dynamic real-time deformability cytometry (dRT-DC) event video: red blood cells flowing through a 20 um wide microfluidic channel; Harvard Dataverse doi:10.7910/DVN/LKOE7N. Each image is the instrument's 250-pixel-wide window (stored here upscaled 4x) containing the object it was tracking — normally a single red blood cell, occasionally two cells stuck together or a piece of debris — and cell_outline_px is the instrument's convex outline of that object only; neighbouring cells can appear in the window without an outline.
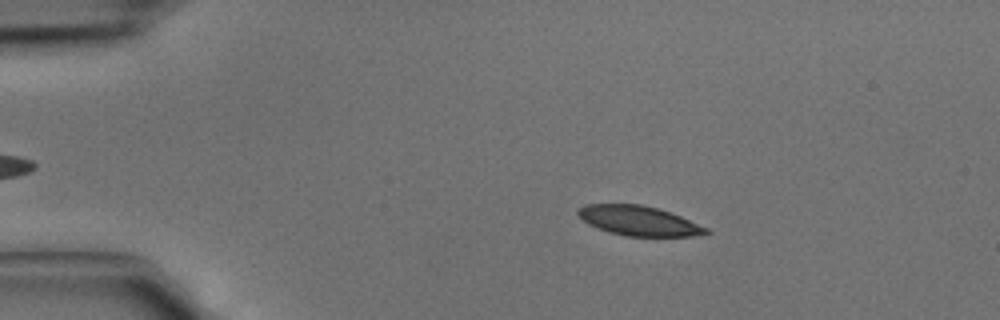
{"species": "common noctule bat (a hibernating species)", "species_latin": "Nyctalus noctula", "temperature_condition": "cold", "stored_images_in_passage": 42, "camera_frame_rate_fps": 3000, "um_per_image_px": 0.085, "animal": {"sex": "male", "body_mass_g": 15.6}, "frame": {"image": 1, "passage_image": 7, "time_ms": 2.0, "image_size_px": [1000, 320], "cell_outline_px": [[712, 232], [692, 236], [624, 236], [608, 232], [588, 224], [576, 212], [584, 204], [640, 204], [656, 208], [680, 216], [708, 228]], "centroid_in_image_um": [54.28, 18.77], "position_along_channel_um": 30.7, "area_um2": 21.96}}
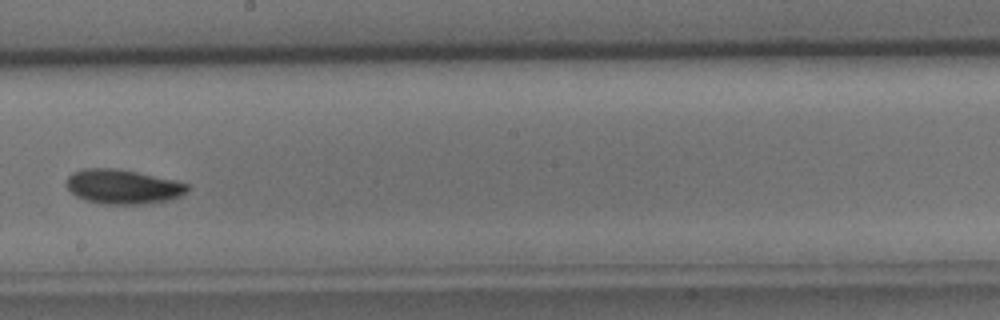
{"frame": {"image": 2, "passage_image": 24, "time_ms": 7.667, "image_size_px": [1000, 320], "cell_outline_px": [[188, 192], [172, 200], [144, 204], [100, 204], [76, 196], [64, 184], [68, 176], [72, 172], [84, 168], [116, 168], [136, 172], [172, 180], [188, 184]], "centroid_in_image_um": [10.42, 15.87], "position_along_channel_um": 237.8, "area_um2": 24.33}}
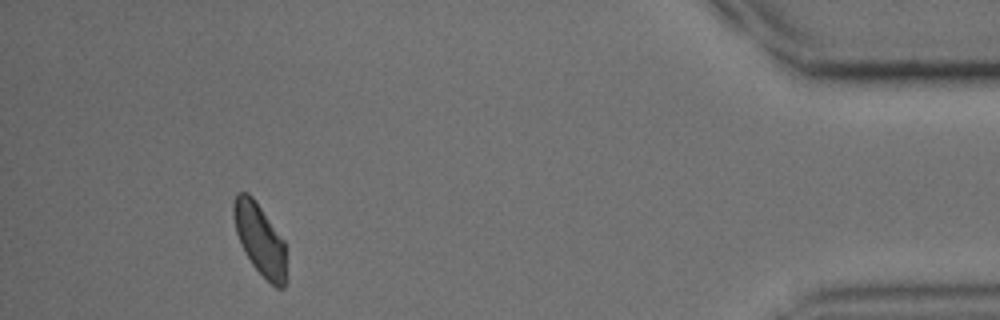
{"frame": {"image": 3, "passage_image": 39, "time_ms": 12.667, "image_size_px": [1000, 320], "cell_outline_px": [[288, 280], [284, 288], [276, 288], [252, 264], [244, 252], [236, 232], [232, 216], [232, 204], [236, 192], [248, 192], [252, 196], [284, 240]], "centroid_in_image_um": [22.1, 20.35], "position_along_channel_um": 413.1, "area_um2": 22.2}}